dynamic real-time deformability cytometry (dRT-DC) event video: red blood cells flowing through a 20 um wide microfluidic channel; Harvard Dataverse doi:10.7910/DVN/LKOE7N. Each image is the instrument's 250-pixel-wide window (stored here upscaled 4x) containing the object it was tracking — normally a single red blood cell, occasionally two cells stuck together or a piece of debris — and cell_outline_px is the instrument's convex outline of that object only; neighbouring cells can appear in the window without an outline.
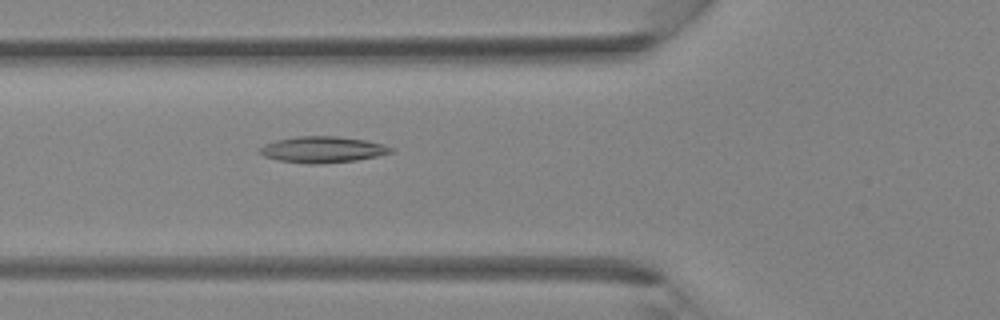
{"species": "Egyptian fruit bat (a non-hibernating species)", "species_latin": "Rousettus aegyptiacus", "temperature_condition": "room temperature", "stored_images_in_passage": 35, "camera_frame_rate_fps": 3000, "um_per_image_px": 0.085, "animal": {"sex": "female"}, "frame": {"image": 1, "passage_image": 10, "time_ms": 3.0, "image_size_px": [1000, 320], "cell_outline_px": [[396, 148], [392, 152], [376, 156], [356, 160], [320, 164], [312, 164], [280, 160], [264, 156], [260, 152], [260, 148], [264, 144], [276, 140], [296, 136], [336, 136], [364, 140]], "centroid_in_image_um": [27.42, 12.71], "position_along_channel_um": 98.4, "area_um2": 19.77}}
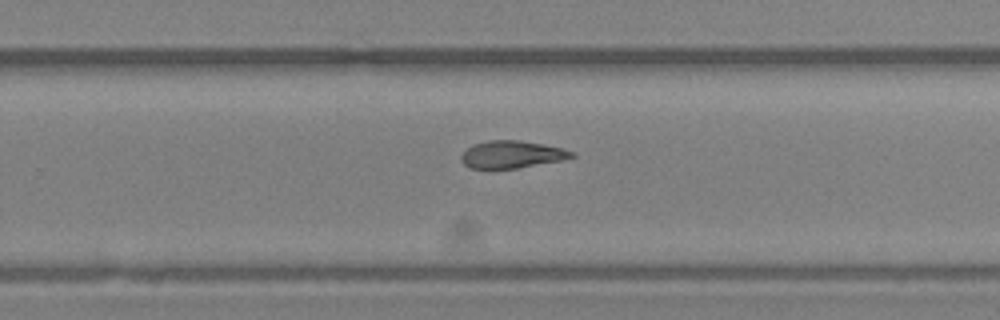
{"frame": {"image": 2, "passage_image": 21, "time_ms": 6.667, "image_size_px": [1000, 320], "cell_outline_px": [[576, 156], [564, 160], [516, 168], [468, 168], [460, 160], [460, 156], [472, 144], [488, 140], [520, 140], [544, 144], [564, 148], [576, 152]], "centroid_in_image_um": [43.54, 13.12], "position_along_channel_um": 286.3, "area_um2": 17.8}}
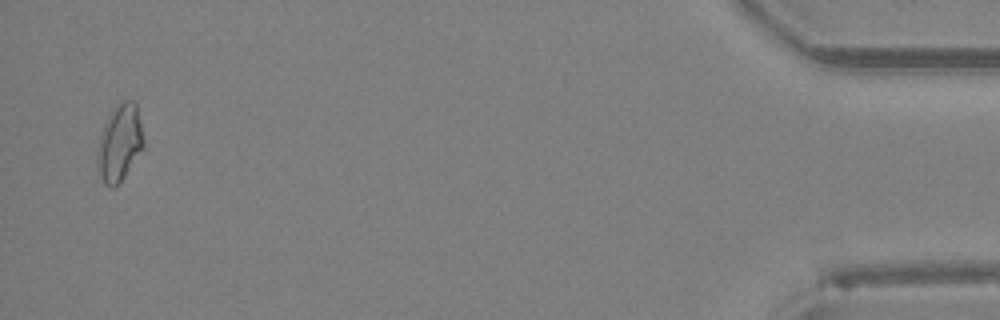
{"frame": {"image": 3, "passage_image": 34, "time_ms": 11.0, "image_size_px": [1000, 320], "cell_outline_px": [[144, 148], [124, 176], [112, 188], [104, 184], [100, 176], [96, 160], [100, 136], [104, 124], [108, 116], [116, 104], [120, 100], [136, 100], [144, 140]], "centroid_in_image_um": [10.18, 12.1], "position_along_channel_um": 425.0, "area_um2": 20.69}}